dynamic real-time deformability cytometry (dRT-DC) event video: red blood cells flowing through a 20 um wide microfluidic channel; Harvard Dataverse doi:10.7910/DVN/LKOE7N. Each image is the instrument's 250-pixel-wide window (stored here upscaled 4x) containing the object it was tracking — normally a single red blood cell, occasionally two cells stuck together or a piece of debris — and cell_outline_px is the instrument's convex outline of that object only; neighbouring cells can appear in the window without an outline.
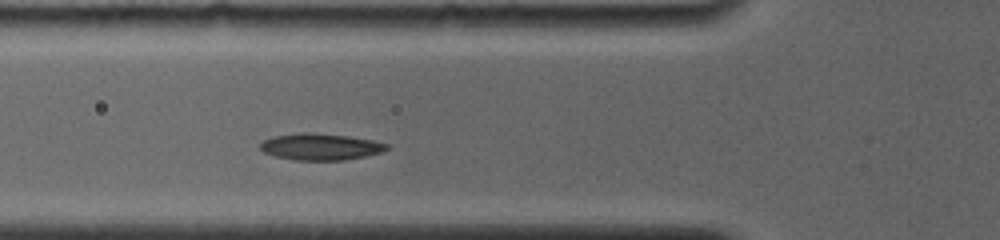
{"species": "common noctule bat (a hibernating species)", "species_latin": "Nyctalus noctula", "temperature_condition": "room temperature", "stored_images_in_passage": 4, "camera_frame_rate_fps": 4000, "um_per_image_px": 0.085, "animal": {"sex": "female", "body_mass_g": 19.0, "forearm_length_mm": 56.7}, "frame": {"image": 1, "passage_image": 4, "time_ms": 3.0, "image_size_px": [1000, 240], "cell_outline_px": [[388, 148], [380, 152], [364, 156], [344, 160], [296, 160], [276, 156], [264, 152], [260, 148], [260, 144], [264, 140], [272, 136], [300, 132], [308, 132], [348, 136], [372, 140], [388, 144]], "centroid_in_image_um": [27.21, 12.46], "position_along_channel_um": 98.6, "area_um2": 19.42}}